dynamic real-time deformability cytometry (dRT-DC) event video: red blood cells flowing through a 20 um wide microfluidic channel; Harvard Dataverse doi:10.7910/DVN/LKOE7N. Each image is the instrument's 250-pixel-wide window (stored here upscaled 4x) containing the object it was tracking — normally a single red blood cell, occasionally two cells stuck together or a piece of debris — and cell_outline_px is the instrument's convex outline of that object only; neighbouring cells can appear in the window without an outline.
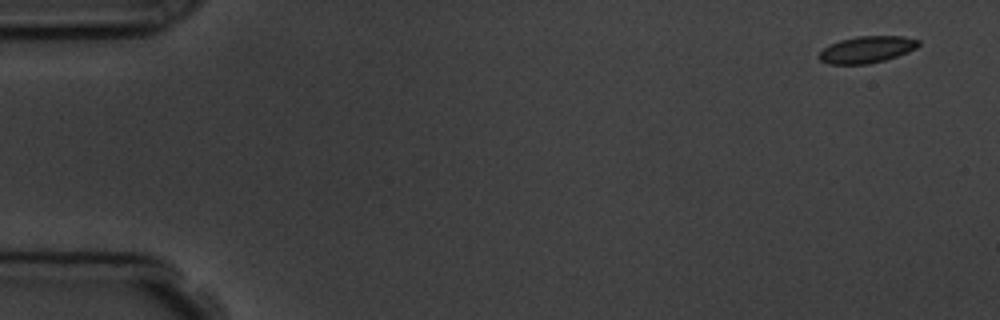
{"species": "common noctule bat (a hibernating species)", "species_latin": "Nyctalus noctula", "temperature_condition": "room temperature", "stored_images_in_passage": 11, "camera_frame_rate_fps": 3000, "um_per_image_px": 0.085, "animal": {"sex": "male", "body_mass_g": 19.5, "forearm_length_mm": 54.6}, "frame": {"image": 1, "passage_image": 1, "time_ms": 0.0, "image_size_px": [1000, 320], "cell_outline_px": [[920, 44], [916, 48], [908, 52], [884, 60], [868, 64], [828, 64], [820, 60], [816, 56], [824, 48], [840, 40], [856, 36], [904, 36], [920, 40]], "centroid_in_image_um": [73.68, 4.21], "position_along_channel_um": 11.3, "area_um2": 15.49}}
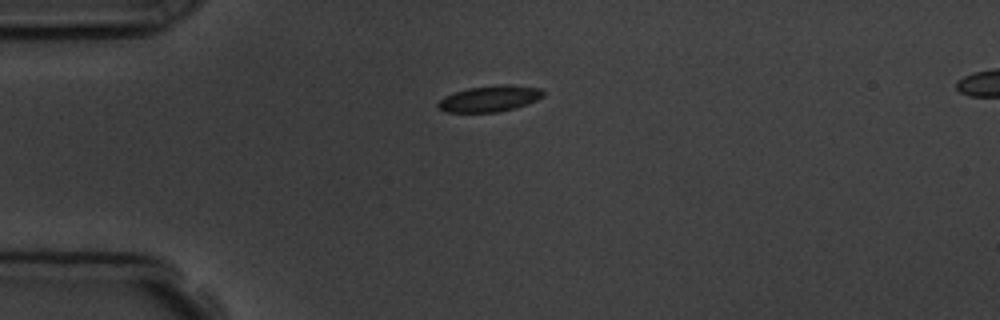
{"frame": {"image": 2, "passage_image": 4, "time_ms": 3.667, "image_size_px": [1000, 320], "cell_outline_px": [[544, 96], [536, 100], [516, 108], [500, 112], [444, 112], [436, 108], [436, 104], [444, 96], [452, 92], [468, 88], [496, 84], [508, 84], [540, 88], [544, 92]], "centroid_in_image_um": [41.58, 8.38], "position_along_channel_um": 43.4, "area_um2": 16.3}}
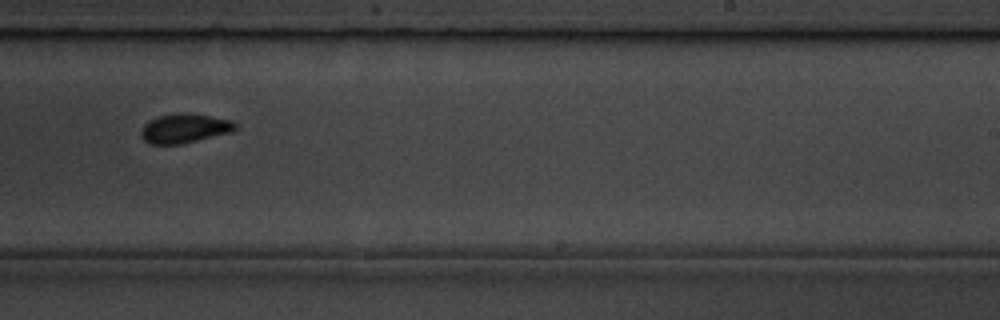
{"frame": {"image": 3, "passage_image": 10, "time_ms": 10.333, "image_size_px": [1000, 320], "cell_outline_px": [[236, 128], [232, 132], [180, 144], [148, 144], [140, 136], [140, 132], [144, 124], [148, 120], [156, 116], [176, 112], [184, 112], [232, 120], [236, 124]], "centroid_in_image_um": [15.63, 10.9], "position_along_channel_um": 273.4, "area_um2": 16.24}}